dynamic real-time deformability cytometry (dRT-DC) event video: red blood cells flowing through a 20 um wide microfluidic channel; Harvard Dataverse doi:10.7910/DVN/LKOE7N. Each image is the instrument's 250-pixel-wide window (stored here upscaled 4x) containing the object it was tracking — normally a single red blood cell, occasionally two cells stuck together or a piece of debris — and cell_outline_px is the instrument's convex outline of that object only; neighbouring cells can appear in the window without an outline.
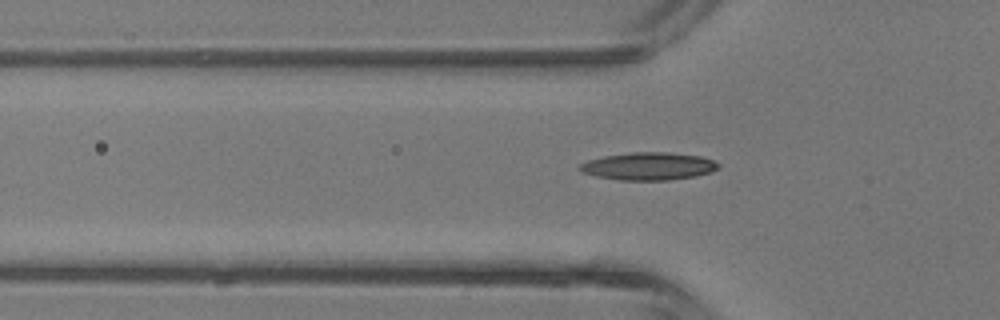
{"species": "common noctule bat (a hibernating species)", "species_latin": "Nyctalus noctula", "temperature_condition": "room temperature", "stored_images_in_passage": 5, "camera_frame_rate_fps": 3000, "um_per_image_px": 0.085, "animal": {"sex": "male", "body_mass_g": 13.3}, "frame": {"image": 1, "passage_image": 5, "time_ms": 5.0, "image_size_px": [1000, 320], "cell_outline_px": [[720, 168], [712, 172], [696, 176], [668, 180], [620, 180], [596, 176], [580, 172], [576, 168], [580, 164], [588, 160], [604, 156], [632, 152], [668, 152], [700, 156], [712, 160], [720, 164]], "centroid_in_image_um": [55.12, 14.13], "position_along_channel_um": 70.7, "area_um2": 22.48}}